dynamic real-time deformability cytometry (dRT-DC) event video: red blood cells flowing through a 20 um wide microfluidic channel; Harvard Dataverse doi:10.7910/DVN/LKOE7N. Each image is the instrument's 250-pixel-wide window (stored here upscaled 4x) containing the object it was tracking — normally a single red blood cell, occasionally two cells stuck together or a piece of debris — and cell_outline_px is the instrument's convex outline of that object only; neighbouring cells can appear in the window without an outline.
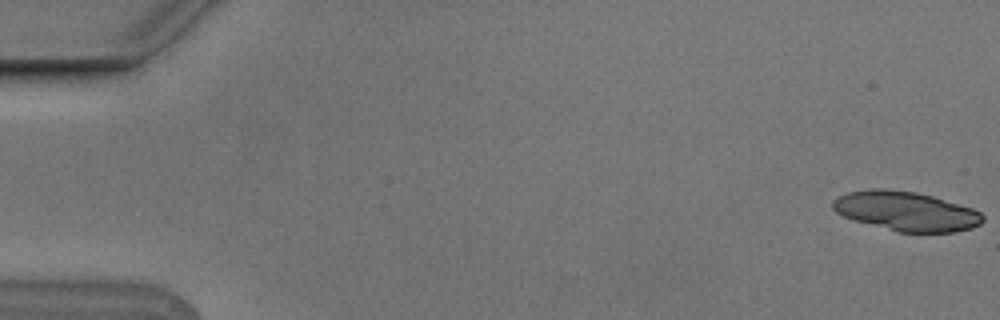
{"species": "Egyptian fruit bat (a non-hibernating species)", "species_latin": "Rousettus aegyptiacus", "temperature_condition": "cold", "stored_images_in_passage": 9, "camera_frame_rate_fps": 3000, "um_per_image_px": 0.085, "animal": {"sex": "male"}, "frame": {"image": 1, "passage_image": 1, "time_ms": 0.0, "image_size_px": [1000, 320], "cell_outline_px": [[984, 220], [980, 224], [972, 228], [956, 232], [896, 232], [852, 220], [836, 212], [832, 208], [832, 200], [836, 196], [848, 192], [872, 188], [884, 188], [916, 192], [932, 196], [972, 208], [980, 212], [984, 216]], "centroid_in_image_um": [76.98, 17.95], "position_along_channel_um": 8.0, "area_um2": 34.68}}